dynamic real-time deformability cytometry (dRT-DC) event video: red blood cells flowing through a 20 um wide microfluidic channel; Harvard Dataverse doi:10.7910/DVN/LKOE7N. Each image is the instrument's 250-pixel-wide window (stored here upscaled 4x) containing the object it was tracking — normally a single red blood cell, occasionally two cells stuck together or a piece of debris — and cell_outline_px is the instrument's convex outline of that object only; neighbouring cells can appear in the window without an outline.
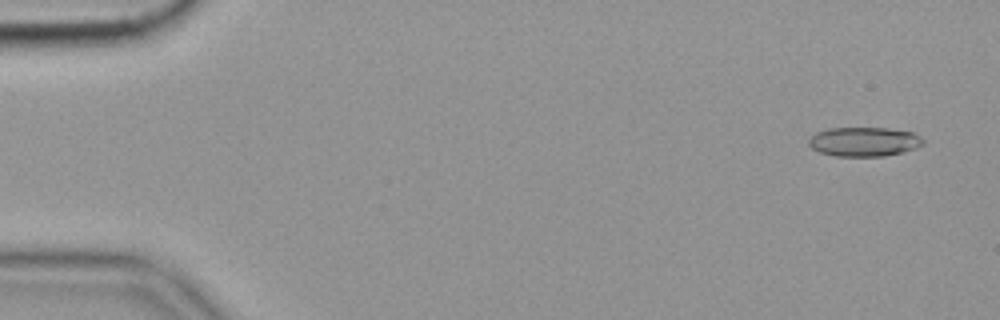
{"species": "common noctule bat (a hibernating species)", "species_latin": "Nyctalus noctula", "temperature_condition": "cold", "stored_images_in_passage": 57, "camera_frame_rate_fps": 3000, "um_per_image_px": 0.085, "animal": {"sex": "female", "body_mass_g": 19.9}, "frame": {"image": 1, "passage_image": 3, "time_ms": 0.667, "image_size_px": [1000, 320], "cell_outline_px": [[924, 144], [916, 148], [904, 152], [884, 156], [836, 156], [820, 152], [812, 148], [808, 144], [808, 140], [816, 132], [828, 128], [888, 128], [912, 132], [920, 136], [924, 140]], "centroid_in_image_um": [73.46, 12.04], "position_along_channel_um": 11.5, "area_um2": 19.59}}
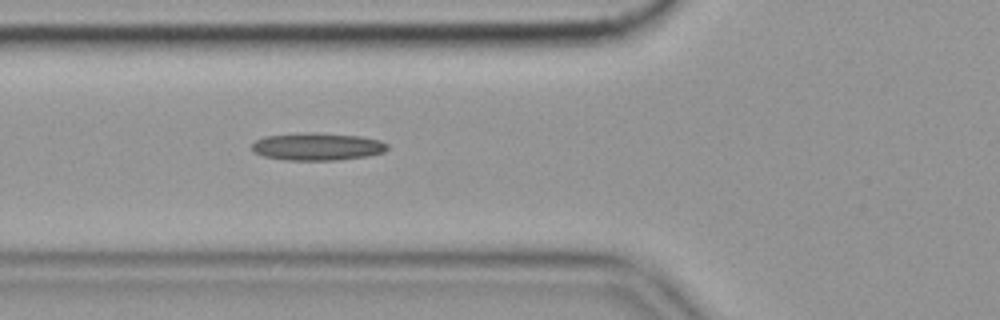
{"frame": {"image": 2, "passage_image": 21, "time_ms": 6.667, "image_size_px": [1000, 320], "cell_outline_px": [[388, 148], [384, 152], [368, 156], [340, 160], [284, 160], [264, 156], [252, 152], [252, 144], [256, 140], [264, 136], [308, 132], [312, 132], [360, 136], [380, 140], [388, 144]], "centroid_in_image_um": [26.97, 12.46], "position_along_channel_um": 98.8, "area_um2": 21.91}}
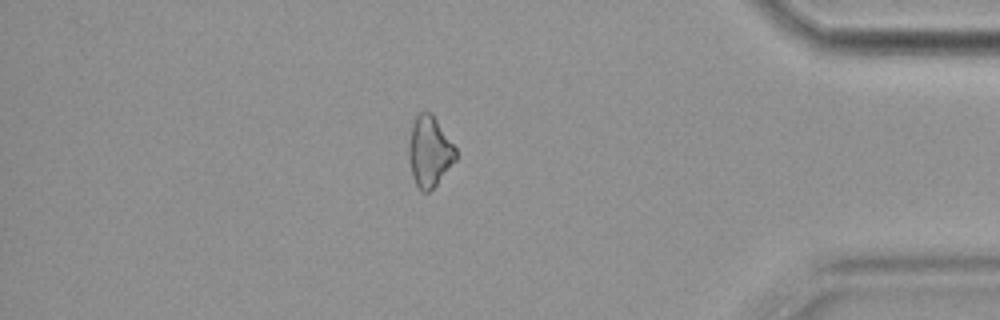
{"frame": {"image": 3, "passage_image": 49, "time_ms": 16.0, "image_size_px": [1000, 320], "cell_outline_px": [[456, 160], [436, 184], [428, 192], [420, 192], [412, 176], [408, 156], [408, 144], [412, 124], [416, 116], [420, 112], [432, 112], [456, 148]], "centroid_in_image_um": [36.49, 12.87], "position_along_channel_um": 398.7, "area_um2": 19.36}}